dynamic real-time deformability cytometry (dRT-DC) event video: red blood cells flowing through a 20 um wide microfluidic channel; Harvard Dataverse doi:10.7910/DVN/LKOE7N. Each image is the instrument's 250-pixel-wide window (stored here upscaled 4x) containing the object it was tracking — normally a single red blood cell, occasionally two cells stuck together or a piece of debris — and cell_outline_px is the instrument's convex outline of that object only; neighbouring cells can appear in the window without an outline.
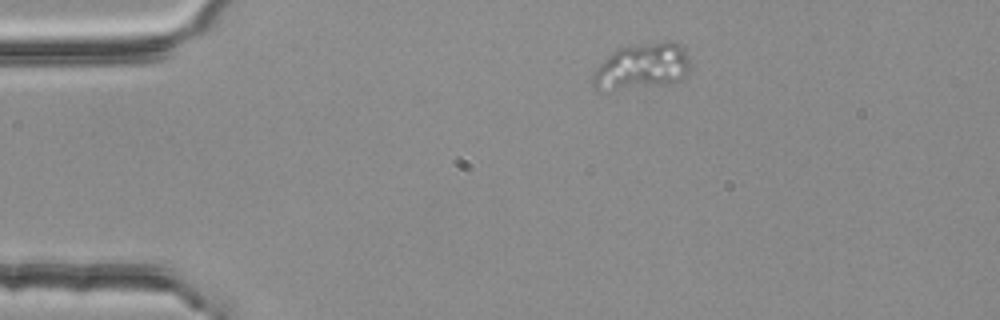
{"species": "common noctule bat (a hibernating species)", "species_latin": "Nyctalus noctula", "temperature_condition": "room temperature", "stored_images_in_passage": 2, "camera_frame_rate_fps": 3000, "um_per_image_px": 0.085, "animal": {"sex": "female", "body_mass_g": 25.1}, "frame": {"image": 1, "passage_image": 1, "time_ms": 0.0, "image_size_px": [1000, 320], "cell_outline_px": [[688, 68], [676, 80], [668, 84], [608, 92], [600, 92], [592, 84], [592, 72], [612, 52], [620, 48], [664, 40], [668, 40], [684, 48], [688, 60]], "centroid_in_image_um": [54.47, 5.68], "position_along_channel_um": 30.5, "area_um2": 26.07}}